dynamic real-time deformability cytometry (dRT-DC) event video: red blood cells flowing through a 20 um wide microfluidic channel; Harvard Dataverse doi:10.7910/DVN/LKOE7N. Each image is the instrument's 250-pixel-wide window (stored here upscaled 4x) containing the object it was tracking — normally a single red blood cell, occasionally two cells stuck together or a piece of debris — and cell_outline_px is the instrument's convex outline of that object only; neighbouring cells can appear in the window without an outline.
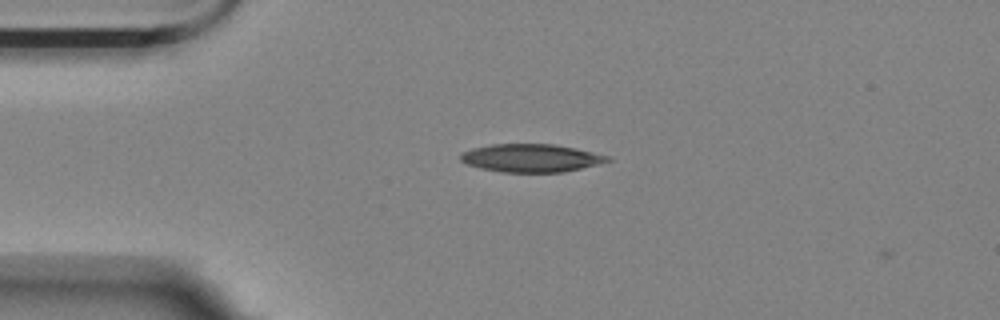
{"species": "Egyptian fruit bat (a non-hibernating species)", "species_latin": "Rousettus aegyptiacus", "temperature_condition": "room temperature", "stored_images_in_passage": 5, "camera_frame_rate_fps": 3000, "um_per_image_px": 0.085, "animal": {"sex": "female"}, "frame": {"image": 1, "passage_image": 1, "time_ms": 0.0, "image_size_px": [1000, 320], "cell_outline_px": [[612, 160], [564, 172], [504, 172], [480, 168], [468, 164], [460, 160], [460, 152], [472, 148], [492, 144], [556, 144], [576, 148], [612, 156]], "centroid_in_image_um": [45.15, 13.42], "position_along_channel_um": 39.9, "area_um2": 24.04}}
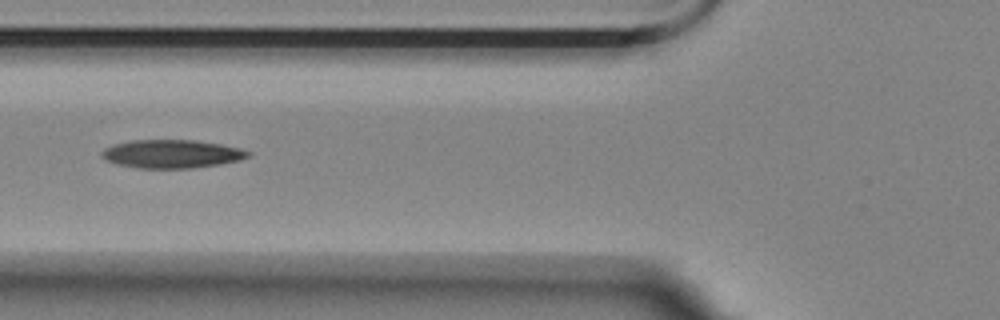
{"frame": {"image": 2, "passage_image": 3, "time_ms": 0.667, "image_size_px": [1000, 320], "cell_outline_px": [[252, 156], [236, 160], [216, 164], [192, 168], [140, 168], [116, 164], [100, 156], [100, 152], [104, 148], [112, 144], [128, 140], [196, 140], [220, 144], [240, 148], [252, 152]], "centroid_in_image_um": [14.56, 13.07], "position_along_channel_um": 111.2, "area_um2": 24.16}}
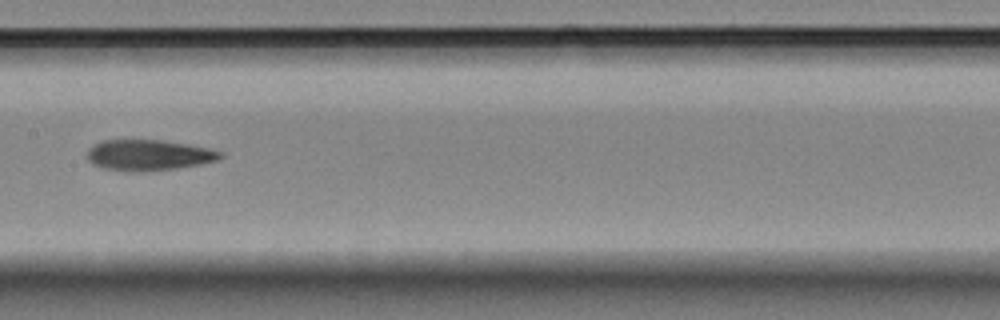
{"frame": {"image": 3, "passage_image": 5, "time_ms": 1.333, "image_size_px": [1000, 320], "cell_outline_px": [[224, 156], [220, 160], [200, 164], [176, 168], [136, 172], [128, 172], [104, 168], [92, 164], [88, 160], [88, 148], [92, 144], [104, 140], [164, 140], [212, 148], [224, 152]], "centroid_in_image_um": [12.67, 13.18], "position_along_channel_um": 194.7, "area_um2": 24.22}}